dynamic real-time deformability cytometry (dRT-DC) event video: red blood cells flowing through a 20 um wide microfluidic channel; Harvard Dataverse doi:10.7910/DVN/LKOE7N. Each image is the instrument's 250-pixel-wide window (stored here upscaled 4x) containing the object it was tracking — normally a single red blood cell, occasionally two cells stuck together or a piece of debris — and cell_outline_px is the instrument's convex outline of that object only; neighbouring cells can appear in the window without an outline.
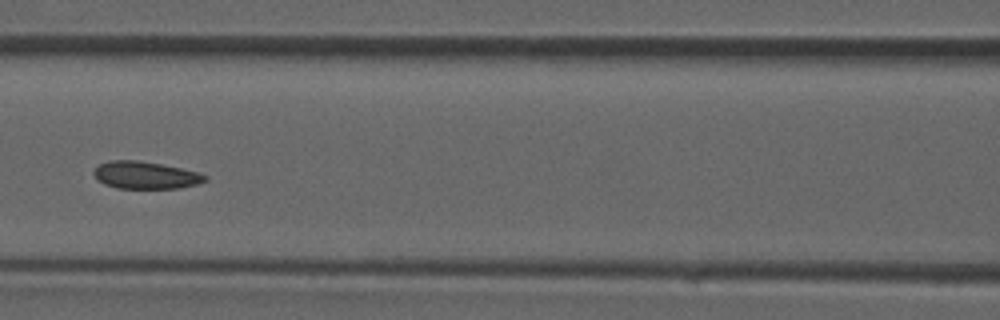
{"species": "common noctule bat (a hibernating species)", "species_latin": "Nyctalus noctula", "temperature_condition": "room temperature", "stored_images_in_passage": 42, "camera_frame_rate_fps": 3000, "um_per_image_px": 0.085, "animal": {"sex": "male", "forearm_length_mm": 52.5}, "frame": {"image": 1, "passage_image": 18, "time_ms": 5.667, "image_size_px": [1000, 320], "cell_outline_px": [[208, 180], [200, 184], [180, 188], [116, 188], [104, 184], [96, 180], [92, 172], [100, 164], [108, 160], [140, 160], [180, 168], [196, 172], [208, 176]], "centroid_in_image_um": [12.35, 14.89], "position_along_channel_um": 154.2, "area_um2": 17.86}}